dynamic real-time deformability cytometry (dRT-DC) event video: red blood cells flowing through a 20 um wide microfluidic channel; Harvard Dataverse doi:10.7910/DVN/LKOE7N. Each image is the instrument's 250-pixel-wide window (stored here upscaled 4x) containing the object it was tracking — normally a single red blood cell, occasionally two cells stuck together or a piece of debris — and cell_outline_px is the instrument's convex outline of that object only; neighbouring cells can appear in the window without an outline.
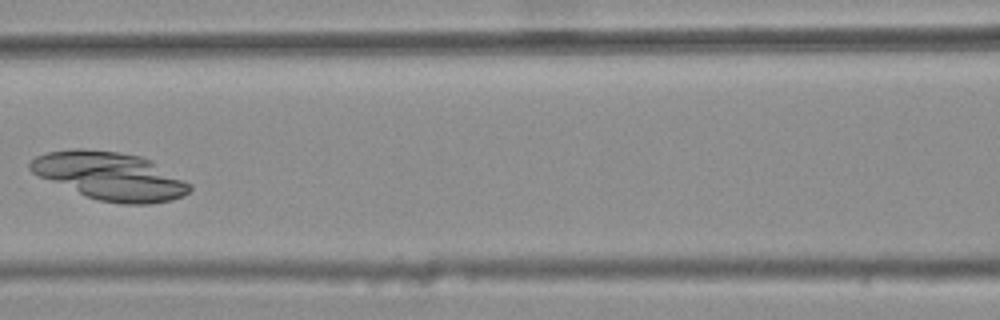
{"species": "common noctule bat (a hibernating species)", "species_latin": "Nyctalus noctula", "temperature_condition": "warm", "stored_images_in_passage": 6, "camera_frame_rate_fps": 3000, "um_per_image_px": 0.085, "animal": {"sex": "female", "body_mass_g": 25.1}, "frame": {"image": 1, "passage_image": 6, "time_ms": 1.667, "image_size_px": [1000, 320], "cell_outline_px": [[192, 188], [184, 196], [172, 200], [152, 204], [124, 204], [96, 200], [40, 176], [32, 172], [28, 168], [28, 164], [36, 156], [48, 152], [72, 148], [80, 148], [120, 152], [140, 156], [152, 160], [192, 184]], "centroid_in_image_um": [9.4, 14.96], "position_along_channel_um": 157.2, "area_um2": 44.45}}